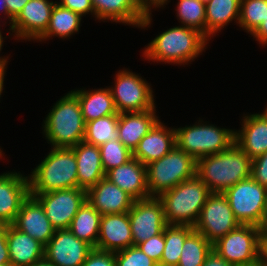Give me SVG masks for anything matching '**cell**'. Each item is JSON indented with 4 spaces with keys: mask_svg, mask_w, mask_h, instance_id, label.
<instances>
[{
    "mask_svg": "<svg viewBox=\"0 0 267 266\" xmlns=\"http://www.w3.org/2000/svg\"><path fill=\"white\" fill-rule=\"evenodd\" d=\"M28 1L29 0H5L8 13L10 14V22H9L10 27L13 21L21 13L23 7L28 3Z\"/></svg>",
    "mask_w": 267,
    "mask_h": 266,
    "instance_id": "cell-43",
    "label": "cell"
},
{
    "mask_svg": "<svg viewBox=\"0 0 267 266\" xmlns=\"http://www.w3.org/2000/svg\"><path fill=\"white\" fill-rule=\"evenodd\" d=\"M77 162L78 188L86 191L105 177L98 146L79 142L71 147Z\"/></svg>",
    "mask_w": 267,
    "mask_h": 266,
    "instance_id": "cell-26",
    "label": "cell"
},
{
    "mask_svg": "<svg viewBox=\"0 0 267 266\" xmlns=\"http://www.w3.org/2000/svg\"><path fill=\"white\" fill-rule=\"evenodd\" d=\"M82 266H116L115 252L93 249Z\"/></svg>",
    "mask_w": 267,
    "mask_h": 266,
    "instance_id": "cell-39",
    "label": "cell"
},
{
    "mask_svg": "<svg viewBox=\"0 0 267 266\" xmlns=\"http://www.w3.org/2000/svg\"><path fill=\"white\" fill-rule=\"evenodd\" d=\"M197 161L175 146L162 158L146 165L150 197H159L179 183L196 175Z\"/></svg>",
    "mask_w": 267,
    "mask_h": 266,
    "instance_id": "cell-6",
    "label": "cell"
},
{
    "mask_svg": "<svg viewBox=\"0 0 267 266\" xmlns=\"http://www.w3.org/2000/svg\"><path fill=\"white\" fill-rule=\"evenodd\" d=\"M56 2L29 0L9 27L8 30L12 31L11 35H14L17 40H36L37 42L49 26L51 12Z\"/></svg>",
    "mask_w": 267,
    "mask_h": 266,
    "instance_id": "cell-16",
    "label": "cell"
},
{
    "mask_svg": "<svg viewBox=\"0 0 267 266\" xmlns=\"http://www.w3.org/2000/svg\"><path fill=\"white\" fill-rule=\"evenodd\" d=\"M159 120L156 107L144 112L119 113L118 139L133 152L140 140Z\"/></svg>",
    "mask_w": 267,
    "mask_h": 266,
    "instance_id": "cell-24",
    "label": "cell"
},
{
    "mask_svg": "<svg viewBox=\"0 0 267 266\" xmlns=\"http://www.w3.org/2000/svg\"><path fill=\"white\" fill-rule=\"evenodd\" d=\"M251 177L267 188V152L252 159Z\"/></svg>",
    "mask_w": 267,
    "mask_h": 266,
    "instance_id": "cell-40",
    "label": "cell"
},
{
    "mask_svg": "<svg viewBox=\"0 0 267 266\" xmlns=\"http://www.w3.org/2000/svg\"><path fill=\"white\" fill-rule=\"evenodd\" d=\"M234 142L251 159L267 152V117L263 113L244 115Z\"/></svg>",
    "mask_w": 267,
    "mask_h": 266,
    "instance_id": "cell-23",
    "label": "cell"
},
{
    "mask_svg": "<svg viewBox=\"0 0 267 266\" xmlns=\"http://www.w3.org/2000/svg\"><path fill=\"white\" fill-rule=\"evenodd\" d=\"M57 3L74 13L79 14L81 17L90 13L94 15V8L91 0H60Z\"/></svg>",
    "mask_w": 267,
    "mask_h": 266,
    "instance_id": "cell-41",
    "label": "cell"
},
{
    "mask_svg": "<svg viewBox=\"0 0 267 266\" xmlns=\"http://www.w3.org/2000/svg\"><path fill=\"white\" fill-rule=\"evenodd\" d=\"M210 41L199 30L176 26L156 36L146 47L143 56L148 61L186 65L206 49Z\"/></svg>",
    "mask_w": 267,
    "mask_h": 266,
    "instance_id": "cell-2",
    "label": "cell"
},
{
    "mask_svg": "<svg viewBox=\"0 0 267 266\" xmlns=\"http://www.w3.org/2000/svg\"><path fill=\"white\" fill-rule=\"evenodd\" d=\"M265 110L263 111V112H261V113H263L266 117H267V107L266 108H264Z\"/></svg>",
    "mask_w": 267,
    "mask_h": 266,
    "instance_id": "cell-54",
    "label": "cell"
},
{
    "mask_svg": "<svg viewBox=\"0 0 267 266\" xmlns=\"http://www.w3.org/2000/svg\"><path fill=\"white\" fill-rule=\"evenodd\" d=\"M235 266H264V264L260 260H256L255 262L244 264V265H235Z\"/></svg>",
    "mask_w": 267,
    "mask_h": 266,
    "instance_id": "cell-52",
    "label": "cell"
},
{
    "mask_svg": "<svg viewBox=\"0 0 267 266\" xmlns=\"http://www.w3.org/2000/svg\"><path fill=\"white\" fill-rule=\"evenodd\" d=\"M93 249L69 229L56 230L45 245L44 258L53 266H82Z\"/></svg>",
    "mask_w": 267,
    "mask_h": 266,
    "instance_id": "cell-15",
    "label": "cell"
},
{
    "mask_svg": "<svg viewBox=\"0 0 267 266\" xmlns=\"http://www.w3.org/2000/svg\"><path fill=\"white\" fill-rule=\"evenodd\" d=\"M261 46H267V15L258 28L251 34Z\"/></svg>",
    "mask_w": 267,
    "mask_h": 266,
    "instance_id": "cell-46",
    "label": "cell"
},
{
    "mask_svg": "<svg viewBox=\"0 0 267 266\" xmlns=\"http://www.w3.org/2000/svg\"><path fill=\"white\" fill-rule=\"evenodd\" d=\"M211 251L212 244L194 230L184 241L177 266H202Z\"/></svg>",
    "mask_w": 267,
    "mask_h": 266,
    "instance_id": "cell-33",
    "label": "cell"
},
{
    "mask_svg": "<svg viewBox=\"0 0 267 266\" xmlns=\"http://www.w3.org/2000/svg\"><path fill=\"white\" fill-rule=\"evenodd\" d=\"M51 151L28 176L30 194H43L78 187L77 162L68 147H51Z\"/></svg>",
    "mask_w": 267,
    "mask_h": 266,
    "instance_id": "cell-3",
    "label": "cell"
},
{
    "mask_svg": "<svg viewBox=\"0 0 267 266\" xmlns=\"http://www.w3.org/2000/svg\"><path fill=\"white\" fill-rule=\"evenodd\" d=\"M81 20L82 17L79 14L56 2L51 12L49 26L37 41H46L54 36L62 39L71 37V35L79 32Z\"/></svg>",
    "mask_w": 267,
    "mask_h": 266,
    "instance_id": "cell-30",
    "label": "cell"
},
{
    "mask_svg": "<svg viewBox=\"0 0 267 266\" xmlns=\"http://www.w3.org/2000/svg\"><path fill=\"white\" fill-rule=\"evenodd\" d=\"M2 152H3V150H1V148H0V158H2L4 156V154H5V153H2ZM2 154H3V156H2Z\"/></svg>",
    "mask_w": 267,
    "mask_h": 266,
    "instance_id": "cell-55",
    "label": "cell"
},
{
    "mask_svg": "<svg viewBox=\"0 0 267 266\" xmlns=\"http://www.w3.org/2000/svg\"><path fill=\"white\" fill-rule=\"evenodd\" d=\"M139 1L147 9V11H151L154 7L155 8L163 7L165 6V4L167 5V3L169 2V0H139Z\"/></svg>",
    "mask_w": 267,
    "mask_h": 266,
    "instance_id": "cell-47",
    "label": "cell"
},
{
    "mask_svg": "<svg viewBox=\"0 0 267 266\" xmlns=\"http://www.w3.org/2000/svg\"><path fill=\"white\" fill-rule=\"evenodd\" d=\"M137 246L149 258L153 259L155 262L159 264L165 246L164 231L138 244Z\"/></svg>",
    "mask_w": 267,
    "mask_h": 266,
    "instance_id": "cell-38",
    "label": "cell"
},
{
    "mask_svg": "<svg viewBox=\"0 0 267 266\" xmlns=\"http://www.w3.org/2000/svg\"><path fill=\"white\" fill-rule=\"evenodd\" d=\"M114 81L115 86L109 88L118 113L144 112L156 107L151 85L139 74L130 69L119 70Z\"/></svg>",
    "mask_w": 267,
    "mask_h": 266,
    "instance_id": "cell-9",
    "label": "cell"
},
{
    "mask_svg": "<svg viewBox=\"0 0 267 266\" xmlns=\"http://www.w3.org/2000/svg\"><path fill=\"white\" fill-rule=\"evenodd\" d=\"M30 195L43 206L46 216L56 230L68 229L78 209L87 200L86 190L78 187Z\"/></svg>",
    "mask_w": 267,
    "mask_h": 266,
    "instance_id": "cell-12",
    "label": "cell"
},
{
    "mask_svg": "<svg viewBox=\"0 0 267 266\" xmlns=\"http://www.w3.org/2000/svg\"><path fill=\"white\" fill-rule=\"evenodd\" d=\"M266 218H267V198H266Z\"/></svg>",
    "mask_w": 267,
    "mask_h": 266,
    "instance_id": "cell-57",
    "label": "cell"
},
{
    "mask_svg": "<svg viewBox=\"0 0 267 266\" xmlns=\"http://www.w3.org/2000/svg\"><path fill=\"white\" fill-rule=\"evenodd\" d=\"M115 263L116 266H158L157 262L135 245L115 252Z\"/></svg>",
    "mask_w": 267,
    "mask_h": 266,
    "instance_id": "cell-37",
    "label": "cell"
},
{
    "mask_svg": "<svg viewBox=\"0 0 267 266\" xmlns=\"http://www.w3.org/2000/svg\"><path fill=\"white\" fill-rule=\"evenodd\" d=\"M71 92L78 98L86 123L108 115L119 114L109 87L89 91L80 88Z\"/></svg>",
    "mask_w": 267,
    "mask_h": 266,
    "instance_id": "cell-27",
    "label": "cell"
},
{
    "mask_svg": "<svg viewBox=\"0 0 267 266\" xmlns=\"http://www.w3.org/2000/svg\"><path fill=\"white\" fill-rule=\"evenodd\" d=\"M211 194L210 189L197 175L162 193L158 198L164 208L166 223L194 227Z\"/></svg>",
    "mask_w": 267,
    "mask_h": 266,
    "instance_id": "cell-5",
    "label": "cell"
},
{
    "mask_svg": "<svg viewBox=\"0 0 267 266\" xmlns=\"http://www.w3.org/2000/svg\"><path fill=\"white\" fill-rule=\"evenodd\" d=\"M130 246L133 239L128 212L102 215L95 249L117 252Z\"/></svg>",
    "mask_w": 267,
    "mask_h": 266,
    "instance_id": "cell-19",
    "label": "cell"
},
{
    "mask_svg": "<svg viewBox=\"0 0 267 266\" xmlns=\"http://www.w3.org/2000/svg\"><path fill=\"white\" fill-rule=\"evenodd\" d=\"M263 264H264V266H267V261H261Z\"/></svg>",
    "mask_w": 267,
    "mask_h": 266,
    "instance_id": "cell-56",
    "label": "cell"
},
{
    "mask_svg": "<svg viewBox=\"0 0 267 266\" xmlns=\"http://www.w3.org/2000/svg\"><path fill=\"white\" fill-rule=\"evenodd\" d=\"M12 225L44 246L56 231L46 216L43 206L31 195L23 202Z\"/></svg>",
    "mask_w": 267,
    "mask_h": 266,
    "instance_id": "cell-18",
    "label": "cell"
},
{
    "mask_svg": "<svg viewBox=\"0 0 267 266\" xmlns=\"http://www.w3.org/2000/svg\"><path fill=\"white\" fill-rule=\"evenodd\" d=\"M95 19L148 28L152 13L139 0H91Z\"/></svg>",
    "mask_w": 267,
    "mask_h": 266,
    "instance_id": "cell-14",
    "label": "cell"
},
{
    "mask_svg": "<svg viewBox=\"0 0 267 266\" xmlns=\"http://www.w3.org/2000/svg\"><path fill=\"white\" fill-rule=\"evenodd\" d=\"M88 202L101 214L126 213L134 199L104 177L87 191Z\"/></svg>",
    "mask_w": 267,
    "mask_h": 266,
    "instance_id": "cell-21",
    "label": "cell"
},
{
    "mask_svg": "<svg viewBox=\"0 0 267 266\" xmlns=\"http://www.w3.org/2000/svg\"><path fill=\"white\" fill-rule=\"evenodd\" d=\"M200 122V123H199ZM199 120L192 126L175 128L176 146L196 161L226 150L235 139V129H226Z\"/></svg>",
    "mask_w": 267,
    "mask_h": 266,
    "instance_id": "cell-7",
    "label": "cell"
},
{
    "mask_svg": "<svg viewBox=\"0 0 267 266\" xmlns=\"http://www.w3.org/2000/svg\"><path fill=\"white\" fill-rule=\"evenodd\" d=\"M177 19L182 26L199 30L206 36L205 3L201 0H179L176 6Z\"/></svg>",
    "mask_w": 267,
    "mask_h": 266,
    "instance_id": "cell-34",
    "label": "cell"
},
{
    "mask_svg": "<svg viewBox=\"0 0 267 266\" xmlns=\"http://www.w3.org/2000/svg\"><path fill=\"white\" fill-rule=\"evenodd\" d=\"M30 266H53V265L49 263L45 258H43L42 260L35 262Z\"/></svg>",
    "mask_w": 267,
    "mask_h": 266,
    "instance_id": "cell-50",
    "label": "cell"
},
{
    "mask_svg": "<svg viewBox=\"0 0 267 266\" xmlns=\"http://www.w3.org/2000/svg\"><path fill=\"white\" fill-rule=\"evenodd\" d=\"M223 195L240 224L262 226L266 218V187L249 177L225 190Z\"/></svg>",
    "mask_w": 267,
    "mask_h": 266,
    "instance_id": "cell-8",
    "label": "cell"
},
{
    "mask_svg": "<svg viewBox=\"0 0 267 266\" xmlns=\"http://www.w3.org/2000/svg\"><path fill=\"white\" fill-rule=\"evenodd\" d=\"M252 159L233 142L226 150L197 160L196 175L212 193H223L251 177Z\"/></svg>",
    "mask_w": 267,
    "mask_h": 266,
    "instance_id": "cell-1",
    "label": "cell"
},
{
    "mask_svg": "<svg viewBox=\"0 0 267 266\" xmlns=\"http://www.w3.org/2000/svg\"><path fill=\"white\" fill-rule=\"evenodd\" d=\"M176 146L175 128L165 126L160 120L140 140L132 152V157L143 165L158 160L168 154Z\"/></svg>",
    "mask_w": 267,
    "mask_h": 266,
    "instance_id": "cell-20",
    "label": "cell"
},
{
    "mask_svg": "<svg viewBox=\"0 0 267 266\" xmlns=\"http://www.w3.org/2000/svg\"><path fill=\"white\" fill-rule=\"evenodd\" d=\"M0 265H10L6 225L3 223H0Z\"/></svg>",
    "mask_w": 267,
    "mask_h": 266,
    "instance_id": "cell-42",
    "label": "cell"
},
{
    "mask_svg": "<svg viewBox=\"0 0 267 266\" xmlns=\"http://www.w3.org/2000/svg\"><path fill=\"white\" fill-rule=\"evenodd\" d=\"M261 228L267 233V218H265Z\"/></svg>",
    "mask_w": 267,
    "mask_h": 266,
    "instance_id": "cell-53",
    "label": "cell"
},
{
    "mask_svg": "<svg viewBox=\"0 0 267 266\" xmlns=\"http://www.w3.org/2000/svg\"><path fill=\"white\" fill-rule=\"evenodd\" d=\"M105 177L117 185L135 201L149 198L146 165L132 157L125 164L109 170Z\"/></svg>",
    "mask_w": 267,
    "mask_h": 266,
    "instance_id": "cell-22",
    "label": "cell"
},
{
    "mask_svg": "<svg viewBox=\"0 0 267 266\" xmlns=\"http://www.w3.org/2000/svg\"><path fill=\"white\" fill-rule=\"evenodd\" d=\"M202 2H204V3H207L209 0H201Z\"/></svg>",
    "mask_w": 267,
    "mask_h": 266,
    "instance_id": "cell-58",
    "label": "cell"
},
{
    "mask_svg": "<svg viewBox=\"0 0 267 266\" xmlns=\"http://www.w3.org/2000/svg\"><path fill=\"white\" fill-rule=\"evenodd\" d=\"M29 195L28 176L15 170L2 173L0 175V223L12 224Z\"/></svg>",
    "mask_w": 267,
    "mask_h": 266,
    "instance_id": "cell-17",
    "label": "cell"
},
{
    "mask_svg": "<svg viewBox=\"0 0 267 266\" xmlns=\"http://www.w3.org/2000/svg\"><path fill=\"white\" fill-rule=\"evenodd\" d=\"M202 266H234V265L228 263L225 259H223L212 249V251L206 256V259L202 264Z\"/></svg>",
    "mask_w": 267,
    "mask_h": 266,
    "instance_id": "cell-45",
    "label": "cell"
},
{
    "mask_svg": "<svg viewBox=\"0 0 267 266\" xmlns=\"http://www.w3.org/2000/svg\"><path fill=\"white\" fill-rule=\"evenodd\" d=\"M9 59H6L4 62L0 63V97L3 93V89H4V76H5V72L7 69V63Z\"/></svg>",
    "mask_w": 267,
    "mask_h": 266,
    "instance_id": "cell-48",
    "label": "cell"
},
{
    "mask_svg": "<svg viewBox=\"0 0 267 266\" xmlns=\"http://www.w3.org/2000/svg\"><path fill=\"white\" fill-rule=\"evenodd\" d=\"M240 7L241 0H209L205 3L206 37L211 39L232 20L238 24Z\"/></svg>",
    "mask_w": 267,
    "mask_h": 266,
    "instance_id": "cell-28",
    "label": "cell"
},
{
    "mask_svg": "<svg viewBox=\"0 0 267 266\" xmlns=\"http://www.w3.org/2000/svg\"><path fill=\"white\" fill-rule=\"evenodd\" d=\"M4 38H3V36H2V32H1V29H0V51L2 50V46H3V43H4V40H3ZM4 57V58H3ZM3 57L1 56L0 57V63H2V62H4L6 59H8L9 57L8 56H6V58H5V56L3 55Z\"/></svg>",
    "mask_w": 267,
    "mask_h": 266,
    "instance_id": "cell-51",
    "label": "cell"
},
{
    "mask_svg": "<svg viewBox=\"0 0 267 266\" xmlns=\"http://www.w3.org/2000/svg\"><path fill=\"white\" fill-rule=\"evenodd\" d=\"M101 214L86 200L72 219L69 231L78 239L96 248Z\"/></svg>",
    "mask_w": 267,
    "mask_h": 266,
    "instance_id": "cell-29",
    "label": "cell"
},
{
    "mask_svg": "<svg viewBox=\"0 0 267 266\" xmlns=\"http://www.w3.org/2000/svg\"><path fill=\"white\" fill-rule=\"evenodd\" d=\"M99 150L105 174L132 158V151L125 147L119 139L106 142L99 146Z\"/></svg>",
    "mask_w": 267,
    "mask_h": 266,
    "instance_id": "cell-36",
    "label": "cell"
},
{
    "mask_svg": "<svg viewBox=\"0 0 267 266\" xmlns=\"http://www.w3.org/2000/svg\"><path fill=\"white\" fill-rule=\"evenodd\" d=\"M1 12L5 15L4 19L7 17L8 20L10 21V14L8 13L5 0H0V13Z\"/></svg>",
    "mask_w": 267,
    "mask_h": 266,
    "instance_id": "cell-49",
    "label": "cell"
},
{
    "mask_svg": "<svg viewBox=\"0 0 267 266\" xmlns=\"http://www.w3.org/2000/svg\"><path fill=\"white\" fill-rule=\"evenodd\" d=\"M259 227L240 224L212 244V249L228 263L244 265L258 259Z\"/></svg>",
    "mask_w": 267,
    "mask_h": 266,
    "instance_id": "cell-11",
    "label": "cell"
},
{
    "mask_svg": "<svg viewBox=\"0 0 267 266\" xmlns=\"http://www.w3.org/2000/svg\"><path fill=\"white\" fill-rule=\"evenodd\" d=\"M6 238L11 266H30L44 258L45 246L12 224L6 225Z\"/></svg>",
    "mask_w": 267,
    "mask_h": 266,
    "instance_id": "cell-25",
    "label": "cell"
},
{
    "mask_svg": "<svg viewBox=\"0 0 267 266\" xmlns=\"http://www.w3.org/2000/svg\"><path fill=\"white\" fill-rule=\"evenodd\" d=\"M43 122V134L51 147L71 148L84 139L86 122L71 91L57 100Z\"/></svg>",
    "mask_w": 267,
    "mask_h": 266,
    "instance_id": "cell-4",
    "label": "cell"
},
{
    "mask_svg": "<svg viewBox=\"0 0 267 266\" xmlns=\"http://www.w3.org/2000/svg\"><path fill=\"white\" fill-rule=\"evenodd\" d=\"M239 225L223 193H212L202 207L194 230L214 244Z\"/></svg>",
    "mask_w": 267,
    "mask_h": 266,
    "instance_id": "cell-10",
    "label": "cell"
},
{
    "mask_svg": "<svg viewBox=\"0 0 267 266\" xmlns=\"http://www.w3.org/2000/svg\"><path fill=\"white\" fill-rule=\"evenodd\" d=\"M118 121L119 114H113L87 122L83 141L99 147L118 139Z\"/></svg>",
    "mask_w": 267,
    "mask_h": 266,
    "instance_id": "cell-32",
    "label": "cell"
},
{
    "mask_svg": "<svg viewBox=\"0 0 267 266\" xmlns=\"http://www.w3.org/2000/svg\"><path fill=\"white\" fill-rule=\"evenodd\" d=\"M267 15V0H241L238 25L250 35Z\"/></svg>",
    "mask_w": 267,
    "mask_h": 266,
    "instance_id": "cell-35",
    "label": "cell"
},
{
    "mask_svg": "<svg viewBox=\"0 0 267 266\" xmlns=\"http://www.w3.org/2000/svg\"><path fill=\"white\" fill-rule=\"evenodd\" d=\"M258 260L267 261V233L261 227L258 234Z\"/></svg>",
    "mask_w": 267,
    "mask_h": 266,
    "instance_id": "cell-44",
    "label": "cell"
},
{
    "mask_svg": "<svg viewBox=\"0 0 267 266\" xmlns=\"http://www.w3.org/2000/svg\"><path fill=\"white\" fill-rule=\"evenodd\" d=\"M128 216L135 246L160 234L168 225L162 202L158 197L134 201Z\"/></svg>",
    "mask_w": 267,
    "mask_h": 266,
    "instance_id": "cell-13",
    "label": "cell"
},
{
    "mask_svg": "<svg viewBox=\"0 0 267 266\" xmlns=\"http://www.w3.org/2000/svg\"><path fill=\"white\" fill-rule=\"evenodd\" d=\"M194 231L187 225H167L164 229L165 246L158 266H177L185 239Z\"/></svg>",
    "mask_w": 267,
    "mask_h": 266,
    "instance_id": "cell-31",
    "label": "cell"
}]
</instances>
